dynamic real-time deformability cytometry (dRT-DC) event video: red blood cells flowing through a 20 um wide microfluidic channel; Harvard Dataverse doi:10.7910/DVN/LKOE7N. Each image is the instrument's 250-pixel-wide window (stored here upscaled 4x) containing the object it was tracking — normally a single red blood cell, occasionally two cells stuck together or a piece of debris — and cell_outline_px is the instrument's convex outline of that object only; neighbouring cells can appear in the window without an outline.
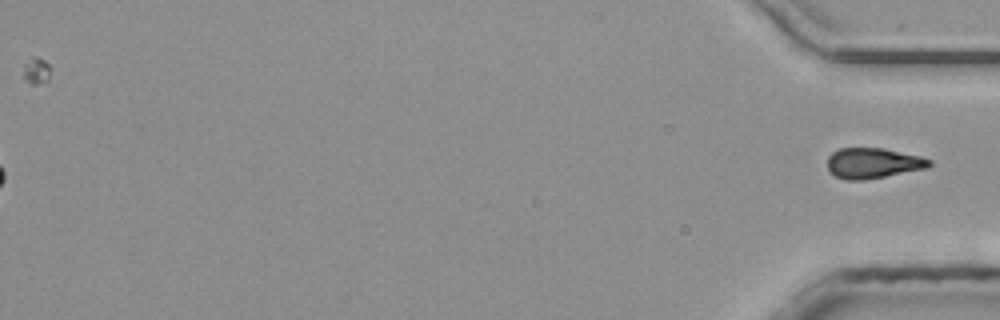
{"species": "common noctule bat (a hibernating species)", "species_latin": "Nyctalus noctula", "temperature_condition": "room temperature", "stored_images_in_passage": 47, "segment_of_instrument_passage": [3, 3], "camera_frame_rate_fps": 3000, "um_per_image_px": 0.085, "animal": {"sex": "male", "body_mass_g": 20.4}, "frame": {"image": 1, "passage_image": 47, "time_ms": 15.333, "image_size_px": [1000, 320], "cell_outline_px": [[932, 164], [924, 168], [864, 180], [844, 180], [828, 172], [828, 156], [832, 152], [840, 148], [884, 148], [920, 156], [932, 160]], "centroid_in_image_um": [74.16, 13.86], "position_along_channel_um": 361.0, "area_um2": 17.98}}